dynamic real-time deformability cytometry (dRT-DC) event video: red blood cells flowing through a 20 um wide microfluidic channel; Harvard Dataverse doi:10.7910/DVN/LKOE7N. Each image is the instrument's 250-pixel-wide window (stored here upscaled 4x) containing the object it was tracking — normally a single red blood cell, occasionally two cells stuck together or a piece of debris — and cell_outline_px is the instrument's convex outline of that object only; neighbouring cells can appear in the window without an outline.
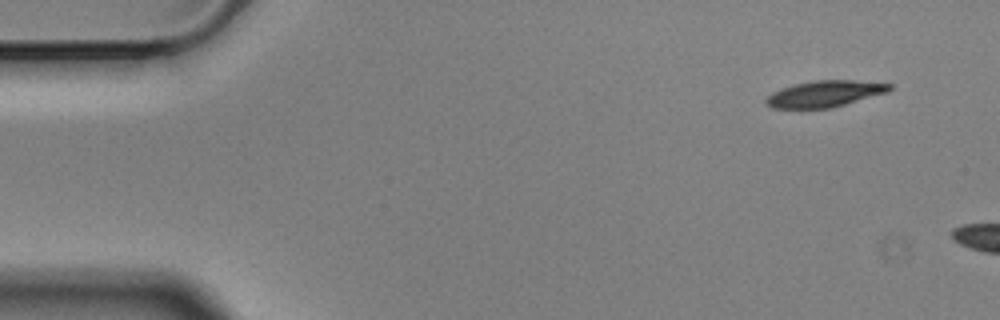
{"species": "Egyptian fruit bat (a non-hibernating species)", "species_latin": "Rousettus aegyptiacus", "temperature_condition": "cold", "stored_images_in_passage": 2, "camera_frame_rate_fps": 3000, "um_per_image_px": 0.085, "animal": {"sex": "male"}, "frame": {"image": 1, "passage_image": 1, "time_ms": 0.0, "image_size_px": [1000, 320], "cell_outline_px": [[892, 88], [888, 92], [832, 108], [772, 108], [764, 104], [764, 100], [772, 92], [796, 84], [812, 80], [852, 80], [892, 84]], "centroid_in_image_um": [70.1, 7.98], "position_along_channel_um": 14.9, "area_um2": 18.9}}